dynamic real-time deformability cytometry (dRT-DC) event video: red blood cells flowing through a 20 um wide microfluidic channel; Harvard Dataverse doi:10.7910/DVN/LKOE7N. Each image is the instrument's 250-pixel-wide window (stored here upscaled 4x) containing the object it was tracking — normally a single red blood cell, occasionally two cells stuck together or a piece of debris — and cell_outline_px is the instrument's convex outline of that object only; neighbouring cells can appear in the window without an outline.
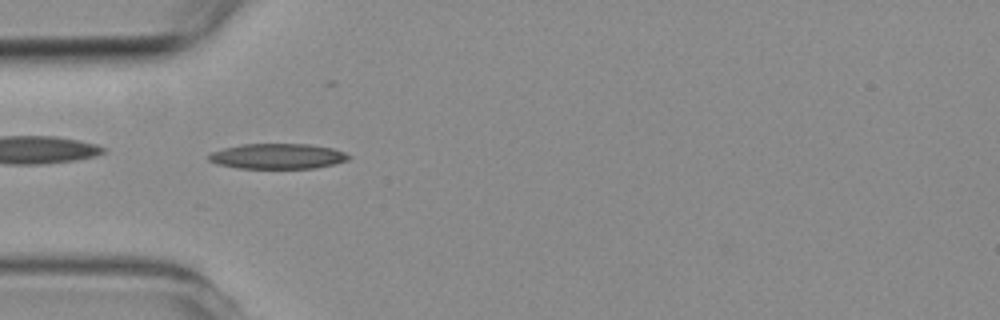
{"species": "common noctule bat (a hibernating species)", "species_latin": "Nyctalus noctula", "temperature_condition": "room temperature", "stored_images_in_passage": 5, "camera_frame_rate_fps": 3000, "um_per_image_px": 0.085, "animal": {"sex": "female", "body_mass_g": 19.3, "forearm_length_mm": 54.1}, "frame": {"image": 1, "passage_image": 4, "time_ms": 3.667, "image_size_px": [1000, 320], "cell_outline_px": [[352, 156], [348, 160], [336, 164], [316, 168], [236, 168], [216, 164], [208, 160], [208, 156], [212, 152], [224, 148], [244, 144], [308, 144], [332, 148], [344, 152]], "centroid_in_image_um": [23.62, 13.29], "position_along_channel_um": 61.4, "area_um2": 20.69}}
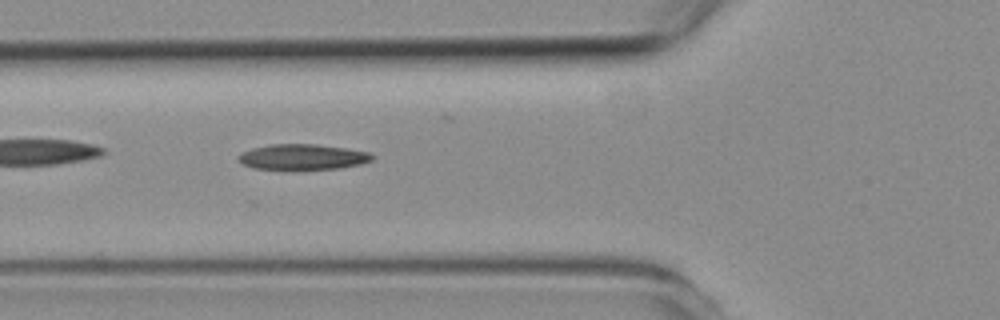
{"frame": {"image": 2, "passage_image": 5, "time_ms": 4.667, "image_size_px": [1000, 320], "cell_outline_px": [[376, 156], [372, 160], [360, 164], [340, 168], [252, 168], [236, 160], [236, 156], [240, 152], [252, 148], [272, 144], [316, 144], [344, 148], [368, 152]], "centroid_in_image_um": [25.69, 13.32], "position_along_channel_um": 100.1, "area_um2": 19.59}}